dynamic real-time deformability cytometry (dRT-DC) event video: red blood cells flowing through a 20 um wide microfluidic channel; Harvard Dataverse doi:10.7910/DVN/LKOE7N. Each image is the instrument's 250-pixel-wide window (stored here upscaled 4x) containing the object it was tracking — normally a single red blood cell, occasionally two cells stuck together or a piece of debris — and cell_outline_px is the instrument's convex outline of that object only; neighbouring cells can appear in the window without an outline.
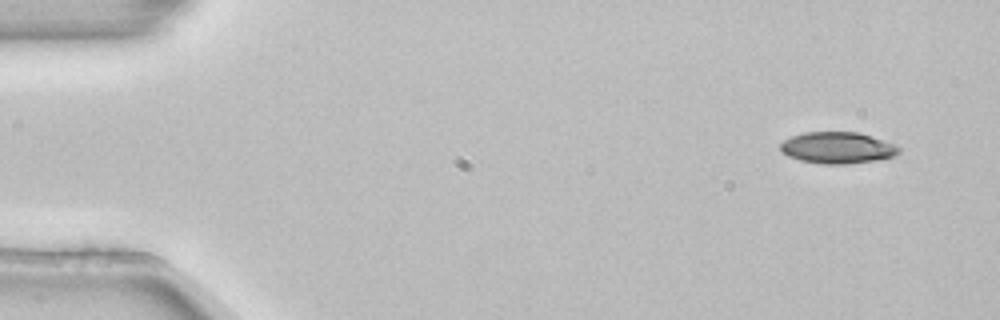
{"species": "common noctule bat (a hibernating species)", "species_latin": "Nyctalus noctula", "temperature_condition": "room temperature", "stored_images_in_passage": 4, "segment_of_instrument_passage": [1, 2], "camera_frame_rate_fps": 3000, "um_per_image_px": 0.085, "animal": {"sex": "female", "body_mass_g": 22.7, "forearm_length_mm": 54.2}, "frame": {"image": 1, "passage_image": 1, "time_ms": 0.0, "image_size_px": [1000, 320], "cell_outline_px": [[900, 152], [896, 156], [880, 160], [848, 164], [824, 164], [800, 160], [788, 156], [780, 152], [780, 144], [784, 140], [792, 136], [804, 132], [860, 132], [896, 144], [900, 148]], "centroid_in_image_um": [71.22, 12.56], "position_along_channel_um": 13.8, "area_um2": 22.08}}